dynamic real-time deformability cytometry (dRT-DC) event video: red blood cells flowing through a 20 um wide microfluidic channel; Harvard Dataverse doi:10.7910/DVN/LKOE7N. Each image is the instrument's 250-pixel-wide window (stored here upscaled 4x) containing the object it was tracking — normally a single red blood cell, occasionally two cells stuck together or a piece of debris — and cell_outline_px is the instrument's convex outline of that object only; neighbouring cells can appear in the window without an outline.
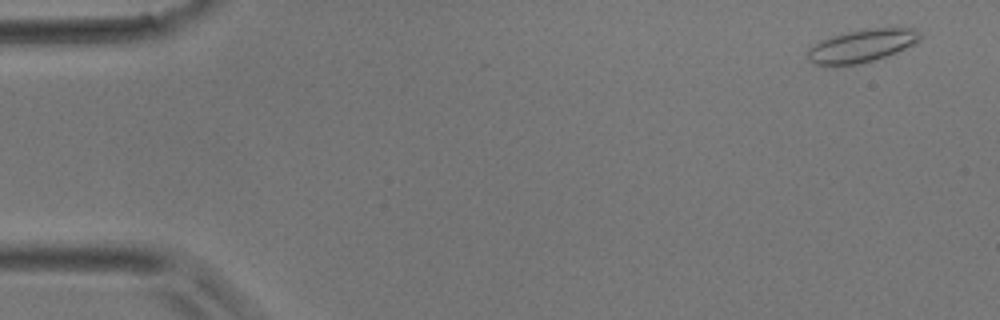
{"species": "common noctule bat (a hibernating species)", "species_latin": "Nyctalus noctula", "temperature_condition": "room temperature", "stored_images_in_passage": 5, "camera_frame_rate_fps": 3000, "um_per_image_px": 0.085, "animal": {"sex": "male", "body_mass_g": 17.9}, "frame": {"image": 1, "passage_image": 1, "time_ms": 0.0, "image_size_px": [1000, 320], "cell_outline_px": [[924, 36], [916, 44], [876, 60], [860, 64], [816, 64], [808, 60], [808, 48], [832, 36], [872, 28], [912, 28]], "centroid_in_image_um": [73.33, 3.89], "position_along_channel_um": 11.7, "area_um2": 21.04}}
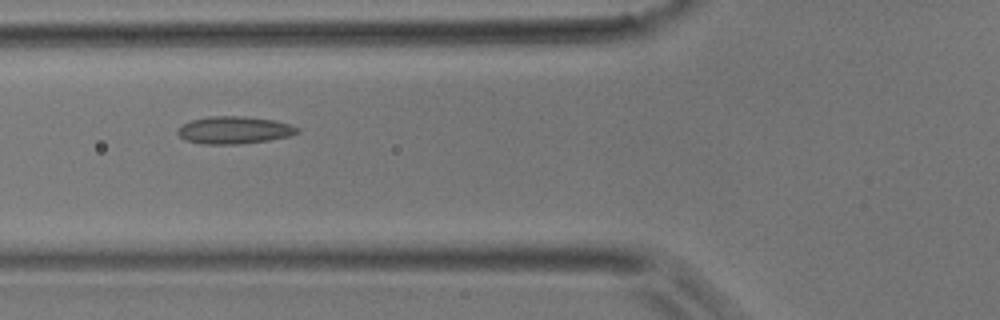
{"frame": {"image": 2, "passage_image": 5, "time_ms": 1.333, "image_size_px": [1000, 320], "cell_outline_px": [[300, 132], [288, 136], [268, 140], [240, 144], [200, 144], [184, 140], [176, 132], [180, 124], [192, 120], [208, 116], [240, 116], [272, 120], [288, 124], [300, 128]], "centroid_in_image_um": [19.85, 11.06], "position_along_channel_um": 106.0, "area_um2": 19.13}}